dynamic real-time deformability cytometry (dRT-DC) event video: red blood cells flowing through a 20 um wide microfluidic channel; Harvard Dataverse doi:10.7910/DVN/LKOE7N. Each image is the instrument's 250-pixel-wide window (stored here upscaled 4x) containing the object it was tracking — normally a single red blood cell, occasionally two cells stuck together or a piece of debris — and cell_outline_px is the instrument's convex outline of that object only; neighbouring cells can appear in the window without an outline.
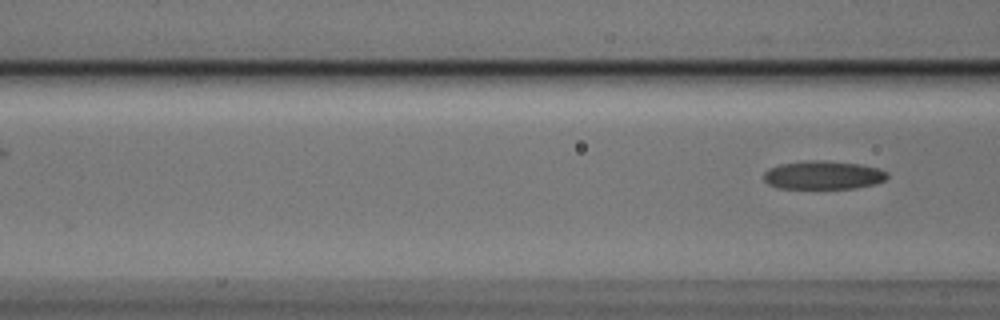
{"species": "Egyptian fruit bat (a non-hibernating species)", "species_latin": "Rousettus aegyptiacus", "temperature_condition": "cold", "stored_images_in_passage": 4, "camera_frame_rate_fps": 3000, "um_per_image_px": 0.085, "animal": {"sex": "male"}, "frame": {"image": 1, "passage_image": 4, "time_ms": 1.0, "image_size_px": [1000, 320], "cell_outline_px": [[888, 176], [884, 180], [876, 184], [856, 188], [776, 188], [768, 184], [764, 180], [764, 172], [768, 168], [780, 164], [812, 160], [824, 160], [860, 164], [880, 168], [888, 172]], "centroid_in_image_um": [69.98, 14.88], "position_along_channel_um": 96.6, "area_um2": 20.63}}